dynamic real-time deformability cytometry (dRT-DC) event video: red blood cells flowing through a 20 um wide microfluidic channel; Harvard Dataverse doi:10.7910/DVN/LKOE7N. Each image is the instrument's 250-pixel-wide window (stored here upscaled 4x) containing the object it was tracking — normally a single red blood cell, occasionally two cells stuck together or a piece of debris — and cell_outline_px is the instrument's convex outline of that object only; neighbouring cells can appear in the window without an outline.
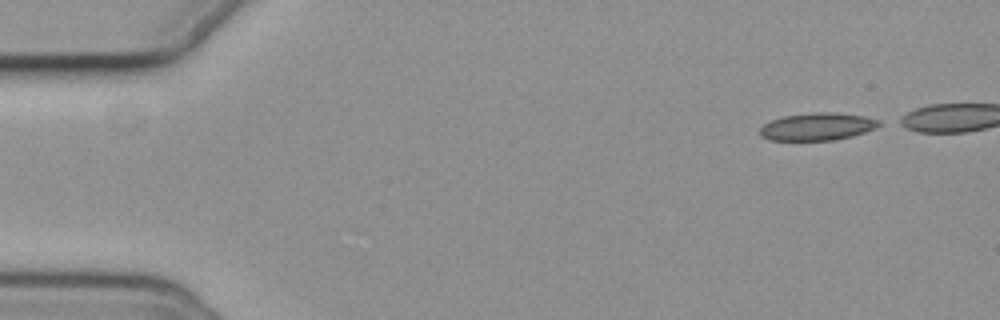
{"species": "common noctule bat (a hibernating species)", "species_latin": "Nyctalus noctula", "temperature_condition": "cold", "stored_images_in_passage": 6, "camera_frame_rate_fps": 3000, "um_per_image_px": 0.085, "animal": {"sex": "female", "body_mass_g": 19.3, "forearm_length_mm": 54.1}, "frame": {"image": 1, "passage_image": 1, "time_ms": 0.0, "image_size_px": [1000, 320], "cell_outline_px": [[884, 124], [876, 128], [852, 136], [832, 140], [772, 140], [760, 136], [760, 128], [764, 124], [772, 120], [784, 116], [816, 112], [836, 112], [864, 116], [880, 120]], "centroid_in_image_um": [69.52, 10.75], "position_along_channel_um": 15.5, "area_um2": 19.07}}
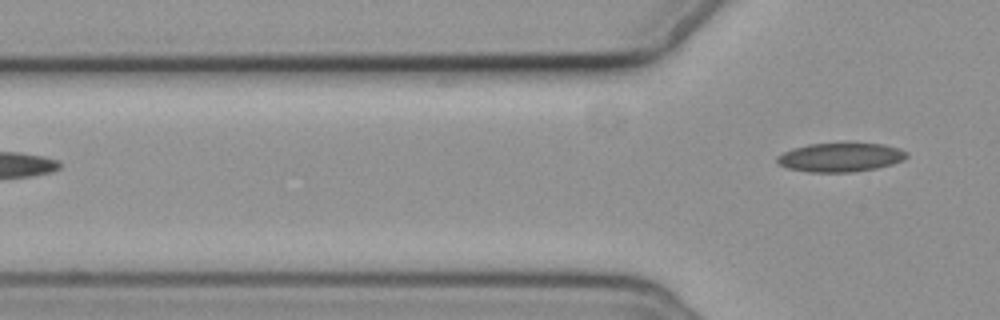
{"frame": {"image": 2, "passage_image": 6, "time_ms": 6.0, "image_size_px": [1000, 320], "cell_outline_px": [[908, 156], [904, 160], [892, 164], [876, 168], [852, 172], [808, 172], [788, 168], [780, 164], [776, 160], [776, 156], [792, 148], [808, 144], [844, 140], [884, 144], [900, 148], [908, 152]], "centroid_in_image_um": [71.47, 13.32], "position_along_channel_um": 54.3, "area_um2": 22.83}}